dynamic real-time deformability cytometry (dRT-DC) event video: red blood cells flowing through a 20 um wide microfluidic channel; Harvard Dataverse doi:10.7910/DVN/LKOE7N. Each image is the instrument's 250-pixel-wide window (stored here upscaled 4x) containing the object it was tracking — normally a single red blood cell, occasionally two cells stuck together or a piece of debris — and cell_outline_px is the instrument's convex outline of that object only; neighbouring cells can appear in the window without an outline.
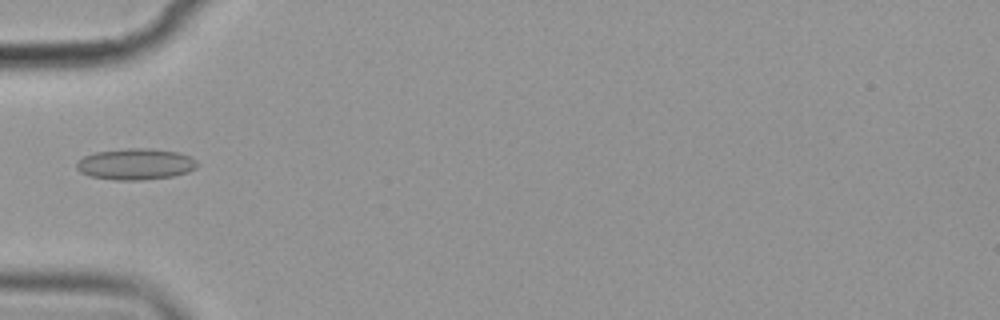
{"species": "common noctule bat (a hibernating species)", "species_latin": "Nyctalus noctula", "temperature_condition": "cold", "stored_images_in_passage": 5, "camera_frame_rate_fps": 3000, "um_per_image_px": 0.085, "animal": {"sex": "female", "body_mass_g": 19.9}, "frame": {"image": 1, "passage_image": 5, "time_ms": 5.333, "image_size_px": [1000, 320], "cell_outline_px": [[200, 164], [196, 168], [188, 172], [172, 176], [144, 180], [112, 180], [88, 176], [80, 172], [76, 168], [76, 160], [84, 156], [96, 152], [128, 148], [148, 148], [176, 152], [192, 156]], "centroid_in_image_um": [11.52, 13.96], "position_along_channel_um": 73.5, "area_um2": 22.25}}